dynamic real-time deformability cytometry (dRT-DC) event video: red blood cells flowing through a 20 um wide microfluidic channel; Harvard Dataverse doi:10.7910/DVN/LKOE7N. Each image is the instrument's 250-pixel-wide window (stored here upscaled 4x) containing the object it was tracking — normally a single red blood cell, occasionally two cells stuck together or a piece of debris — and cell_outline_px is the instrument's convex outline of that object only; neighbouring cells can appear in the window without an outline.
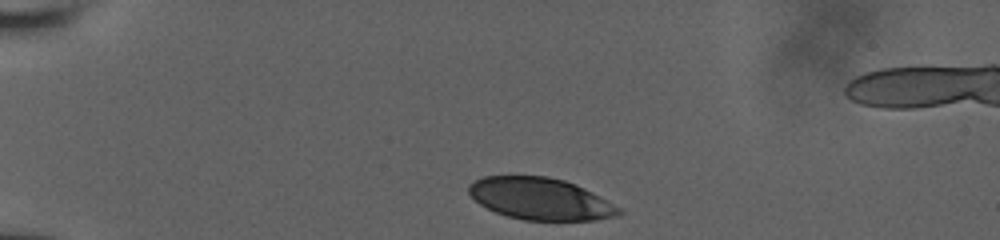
{"species": "human", "species_latin": "Homo sapiens", "temperature_condition": "room temperature", "stored_images_in_passage": 13, "camera_frame_rate_fps": 3000, "um_per_image_px": 0.085, "donor": {"sex": "male"}, "frame": {"image": 1, "passage_image": 1, "time_ms": 0.0, "image_size_px": [1000, 240], "cell_outline_px": [[624, 212], [616, 216], [596, 220], [524, 220], [508, 216], [496, 212], [480, 204], [468, 192], [468, 184], [484, 176], [548, 176], [564, 180], [576, 184], [592, 192], [620, 208]], "centroid_in_image_um": [45.94, 16.89], "position_along_channel_um": 39.1, "area_um2": 36.47}}
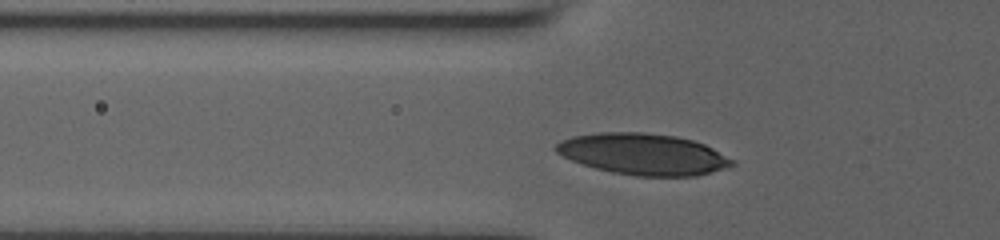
{"frame": {"image": 2, "passage_image": 9, "time_ms": 2.333, "image_size_px": [1000, 240], "cell_outline_px": [[736, 164], [724, 168], [696, 176], [636, 176], [612, 172], [596, 168], [572, 160], [556, 152], [552, 148], [560, 140], [572, 136], [600, 132], [644, 132], [676, 136], [692, 140], [704, 144], [736, 160]], "centroid_in_image_um": [54.67, 13.09], "position_along_channel_um": 71.1, "area_um2": 42.37}}
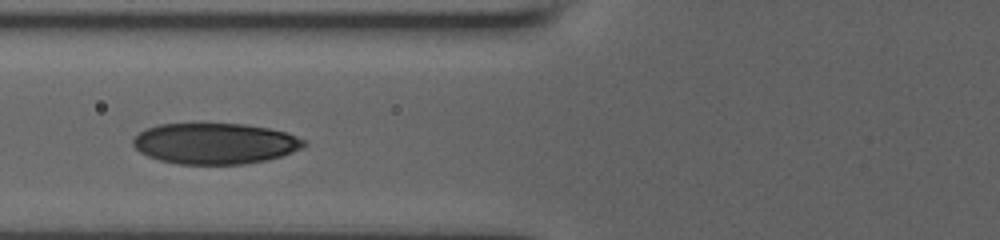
{"frame": {"image": 3, "passage_image": 12, "time_ms": 3.333, "image_size_px": [1000, 240], "cell_outline_px": [[308, 144], [304, 148], [268, 160], [244, 164], [176, 164], [160, 160], [148, 156], [140, 152], [132, 144], [132, 140], [140, 132], [148, 128], [160, 124], [244, 124], [268, 128], [288, 132], [304, 140]], "centroid_in_image_um": [18.3, 12.2], "position_along_channel_um": 107.5, "area_um2": 40.81}}